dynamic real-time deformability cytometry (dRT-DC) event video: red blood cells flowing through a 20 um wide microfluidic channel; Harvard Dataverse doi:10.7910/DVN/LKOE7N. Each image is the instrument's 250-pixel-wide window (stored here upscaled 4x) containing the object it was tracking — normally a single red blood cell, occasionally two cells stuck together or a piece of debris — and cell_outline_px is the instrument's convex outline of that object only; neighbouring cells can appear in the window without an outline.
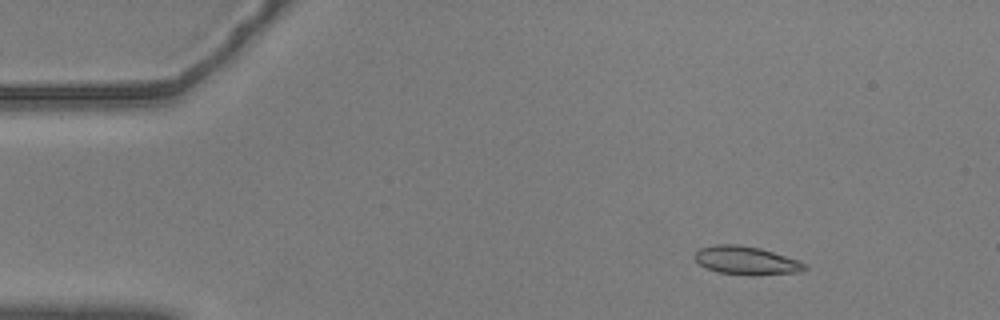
{"species": "common noctule bat (a hibernating species)", "species_latin": "Nyctalus noctula", "temperature_condition": "warm", "stored_images_in_passage": 50, "camera_frame_rate_fps": 3000, "um_per_image_px": 0.085, "animal": {"sex": "male", "body_mass_g": 20.5, "forearm_length_mm": 52.5}, "frame": {"image": 1, "passage_image": 1, "time_ms": 0.0, "image_size_px": [1000, 320], "cell_outline_px": [[808, 268], [800, 272], [752, 276], [716, 272], [700, 264], [692, 256], [700, 248], [716, 244], [736, 244], [760, 248], [800, 260], [808, 264]], "centroid_in_image_um": [63.47, 22.15], "position_along_channel_um": 21.5, "area_um2": 18.44}}
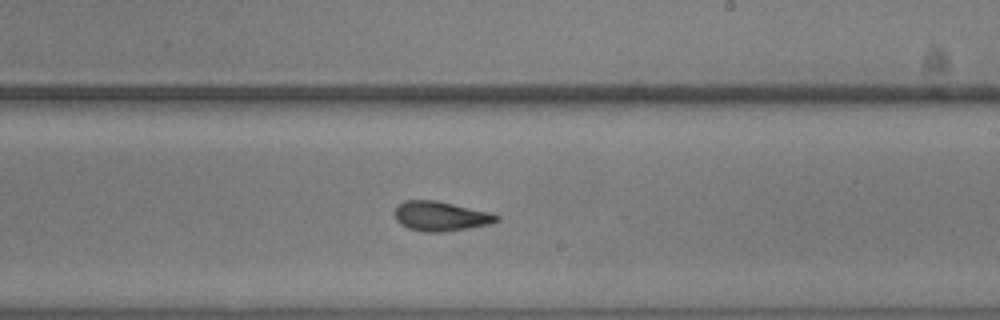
{"frame": {"image": 2, "passage_image": 27, "time_ms": 8.667, "image_size_px": [1000, 320], "cell_outline_px": [[500, 220], [488, 224], [444, 232], [424, 232], [408, 228], [400, 224], [396, 220], [396, 208], [404, 200], [436, 200], [488, 212], [500, 216]], "centroid_in_image_um": [37.44, 18.38], "position_along_channel_um": 251.6, "area_um2": 17.34}}
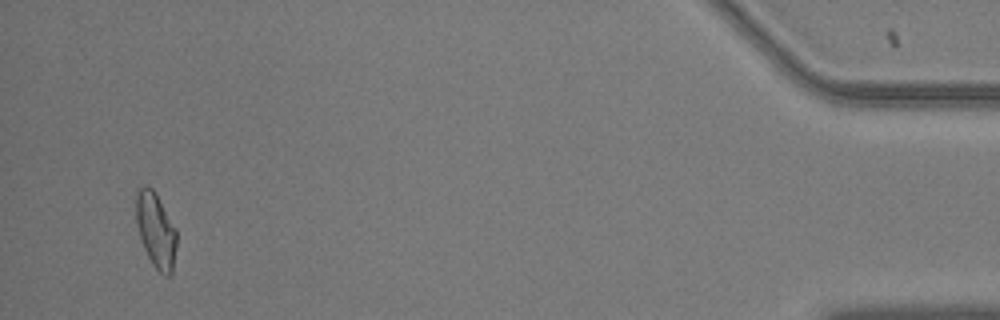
{"frame": {"image": 3, "passage_image": 48, "time_ms": 15.667, "image_size_px": [1000, 320], "cell_outline_px": [[176, 248], [172, 272], [168, 276], [164, 276], [152, 264], [140, 240], [136, 224], [136, 192], [144, 184], [152, 188], [156, 192], [176, 228]], "centroid_in_image_um": [13.24, 19.54], "position_along_channel_um": 422.0, "area_um2": 17.92}, "authors_computed_cell_mechanics": {"area_um2": 17.4556, "velocity_mm_per_s": 3.5823, "shape_relaxation_time_tau1_ms": 6.1114, "shape_relaxation_time_tau2_ms": 2.3698, "deformation_change_tau1": 0.1818, "deformation_change_tau2": 0.086}}